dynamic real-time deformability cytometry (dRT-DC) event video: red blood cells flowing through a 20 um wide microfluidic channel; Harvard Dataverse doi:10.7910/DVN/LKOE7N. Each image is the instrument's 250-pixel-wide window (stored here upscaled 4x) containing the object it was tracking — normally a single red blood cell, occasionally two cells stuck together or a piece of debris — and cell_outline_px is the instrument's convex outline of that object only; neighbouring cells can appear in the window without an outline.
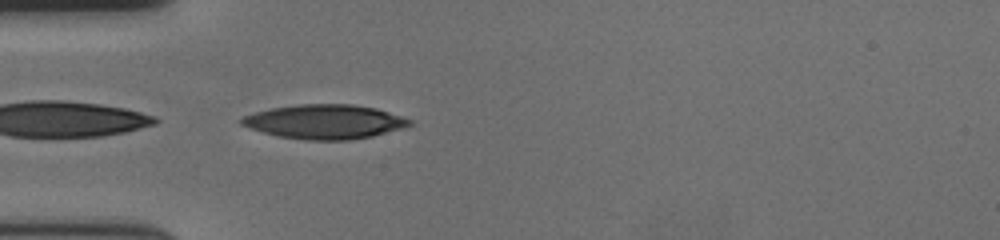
{"species": "human", "species_latin": "Homo sapiens", "temperature_condition": "cold", "stored_images_in_passage": 37, "camera_frame_rate_fps": 3000, "um_per_image_px": 0.085, "donor": {"sex": "female"}, "frame": {"image": 1, "passage_image": 1, "time_ms": 0.0, "image_size_px": [1000, 240], "cell_outline_px": [[412, 124], [404, 128], [372, 136], [348, 140], [304, 140], [276, 136], [260, 132], [248, 128], [240, 124], [240, 116], [272, 108], [296, 104], [352, 104], [376, 108], [412, 120]], "centroid_in_image_um": [27.55, 10.35], "position_along_channel_um": 57.4, "area_um2": 33.81}}
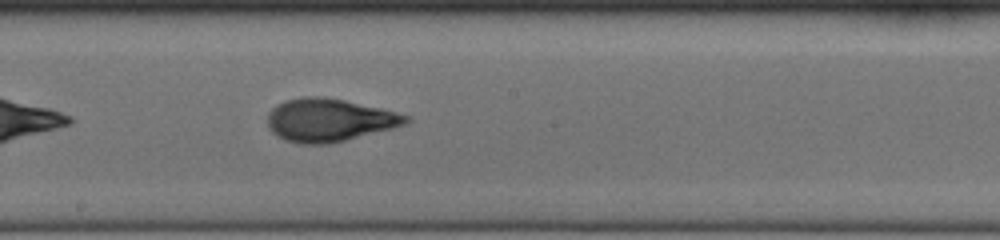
{"frame": {"image": 2, "passage_image": 15, "time_ms": 4.667, "image_size_px": [1000, 240], "cell_outline_px": [[412, 120], [408, 124], [328, 144], [300, 144], [284, 140], [276, 136], [268, 128], [268, 112], [276, 104], [284, 100], [300, 96], [324, 96], [344, 100], [380, 108], [412, 116]], "centroid_in_image_um": [27.96, 10.19], "position_along_channel_um": 220.2, "area_um2": 34.91}}
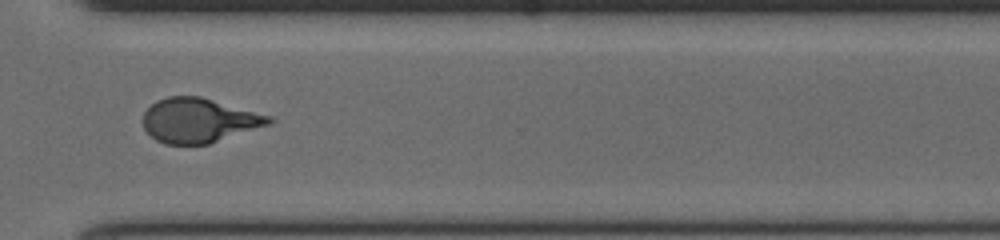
{"frame": {"image": 3, "passage_image": 26, "time_ms": 8.333, "image_size_px": [1000, 240], "cell_outline_px": [[276, 120], [272, 124], [208, 144], [164, 144], [156, 140], [144, 128], [144, 112], [156, 100], [168, 96], [200, 96], [272, 116]], "centroid_in_image_um": [16.95, 10.23], "position_along_channel_um": 353.7, "area_um2": 32.66}, "authors_computed_cell_mechanics": {"area_um2": 33.5818, "velocity_mm_per_s": 3.6202, "shape_relaxation_time_tau1_ms": 3.4836, "shape_relaxation_time_tau2_ms": 1.409, "deformation_change_tau1": 0.1901, "deformation_change_tau2": 0.0855}}